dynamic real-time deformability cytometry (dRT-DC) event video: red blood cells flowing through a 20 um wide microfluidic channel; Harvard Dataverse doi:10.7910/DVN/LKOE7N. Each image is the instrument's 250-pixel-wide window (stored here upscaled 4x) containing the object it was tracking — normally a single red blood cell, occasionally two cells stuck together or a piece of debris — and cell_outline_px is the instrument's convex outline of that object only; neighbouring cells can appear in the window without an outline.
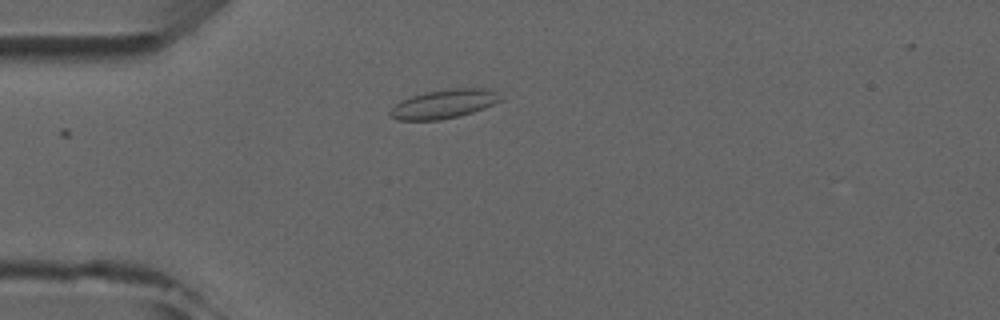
{"species": "common noctule bat (a hibernating species)", "species_latin": "Nyctalus noctula", "temperature_condition": "room temperature", "stored_images_in_passage": 4, "camera_frame_rate_fps": 3000, "um_per_image_px": 0.085, "animal": {"sex": "male", "forearm_length_mm": 52.5}, "frame": {"image": 1, "passage_image": 3, "time_ms": 2.333, "image_size_px": [1000, 320], "cell_outline_px": [[504, 96], [500, 100], [484, 108], [460, 116], [440, 120], [396, 120], [388, 116], [388, 112], [400, 100], [424, 92], [452, 88], [484, 88], [496, 92]], "centroid_in_image_um": [37.7, 8.84], "position_along_channel_um": 47.3, "area_um2": 18.67}}